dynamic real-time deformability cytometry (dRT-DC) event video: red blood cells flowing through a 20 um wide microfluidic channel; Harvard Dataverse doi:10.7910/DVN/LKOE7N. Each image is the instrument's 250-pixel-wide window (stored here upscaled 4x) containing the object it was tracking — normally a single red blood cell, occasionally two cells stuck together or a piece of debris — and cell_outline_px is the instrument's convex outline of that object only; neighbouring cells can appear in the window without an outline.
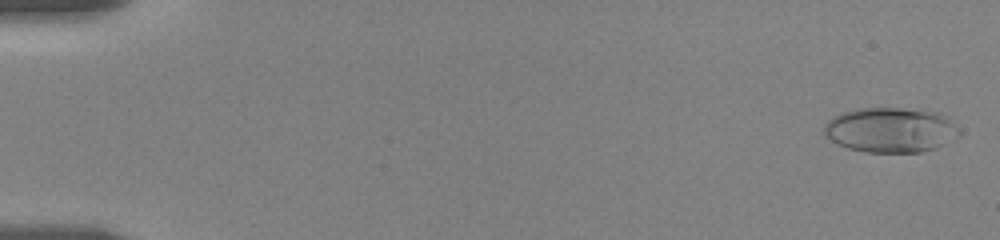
{"species": "human", "species_latin": "Homo sapiens", "temperature_condition": "room temperature", "stored_images_in_passage": 66, "camera_frame_rate_fps": 3000, "um_per_image_px": 0.085, "donor": {"sex": "female"}, "frame": {"image": 1, "passage_image": 2, "time_ms": 0.333, "image_size_px": [1000, 240], "cell_outline_px": [[960, 136], [936, 148], [920, 152], [864, 152], [848, 148], [824, 136], [824, 124], [832, 116], [856, 108], [900, 108], [936, 112], [948, 120], [960, 132]], "centroid_in_image_um": [75.65, 11.05], "position_along_channel_um": 9.3, "area_um2": 35.14}}
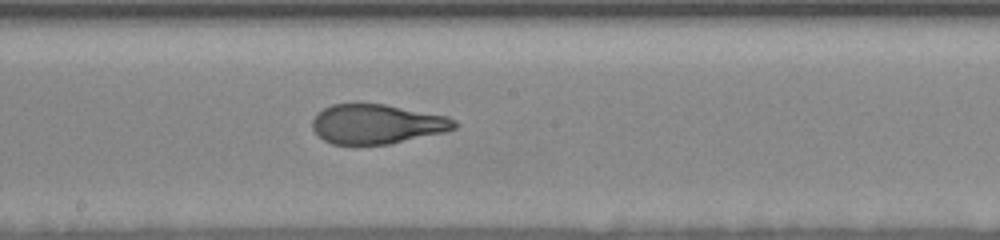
{"frame": {"image": 2, "passage_image": 36, "time_ms": 10.667, "image_size_px": [1000, 240], "cell_outline_px": [[460, 124], [456, 128], [444, 132], [388, 144], [332, 144], [324, 140], [312, 128], [312, 120], [324, 108], [332, 104], [384, 104], [448, 116], [456, 120]], "centroid_in_image_um": [32.08, 10.54], "position_along_channel_um": 216.1, "area_um2": 32.54}}
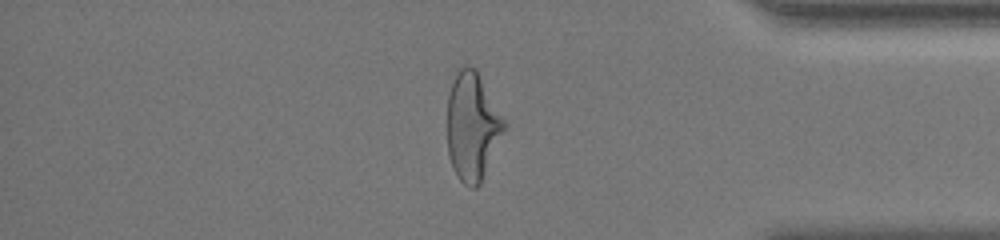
{"frame": {"image": 3, "passage_image": 55, "time_ms": 16.333, "image_size_px": [1000, 240], "cell_outline_px": [[508, 124], [480, 184], [476, 188], [468, 188], [460, 180], [452, 164], [448, 152], [448, 96], [452, 84], [460, 68], [468, 64], [476, 68]], "centroid_in_image_um": [40.18, 10.74], "position_along_channel_um": 395.0, "area_um2": 35.72}}